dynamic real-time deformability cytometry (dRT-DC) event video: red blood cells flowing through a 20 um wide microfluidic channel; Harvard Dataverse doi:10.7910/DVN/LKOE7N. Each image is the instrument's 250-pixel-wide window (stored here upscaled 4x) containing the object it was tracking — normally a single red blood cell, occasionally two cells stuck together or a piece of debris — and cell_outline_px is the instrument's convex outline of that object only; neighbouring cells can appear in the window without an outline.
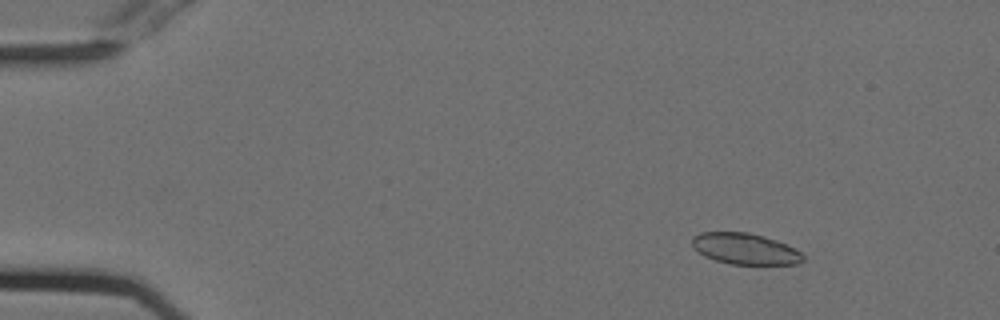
{"species": "Egyptian fruit bat (a non-hibernating species)", "species_latin": "Rousettus aegyptiacus", "temperature_condition": "cold", "stored_images_in_passage": 54, "camera_frame_rate_fps": 3000, "um_per_image_px": 0.085, "animal": {"sex": "female"}, "frame": {"image": 1, "passage_image": 7, "time_ms": 2.0, "image_size_px": [1000, 320], "cell_outline_px": [[804, 260], [796, 264], [732, 264], [716, 260], [704, 256], [692, 248], [692, 236], [700, 232], [748, 232], [764, 236], [776, 240], [800, 252], [804, 256]], "centroid_in_image_um": [63.28, 21.14], "position_along_channel_um": 21.7, "area_um2": 20.06}}
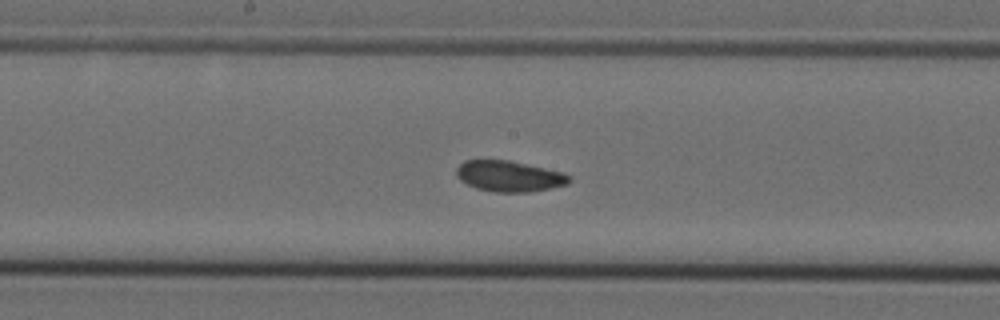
{"frame": {"image": 2, "passage_image": 29, "time_ms": 9.333, "image_size_px": [1000, 320], "cell_outline_px": [[572, 180], [568, 184], [528, 192], [492, 192], [476, 188], [460, 180], [456, 176], [456, 168], [464, 160], [508, 160], [564, 172], [572, 176]], "centroid_in_image_um": [43.29, 14.97], "position_along_channel_um": 204.9, "area_um2": 20.35}}
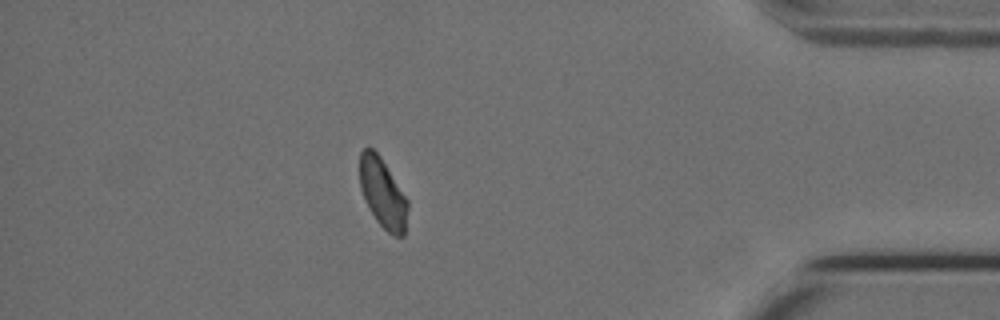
{"frame": {"image": 3, "passage_image": 48, "time_ms": 15.667, "image_size_px": [1000, 320], "cell_outline_px": [[408, 208], [404, 236], [396, 236], [388, 232], [376, 220], [364, 200], [360, 188], [360, 152], [364, 148], [372, 148], [380, 156], [408, 200]], "centroid_in_image_um": [32.53, 16.42], "position_along_channel_um": 402.7, "area_um2": 19.31}, "authors_computed_cell_mechanics": {"area_um2": 20.4034, "velocity_mm_per_s": 3.7273, "shape_relaxation_time_tau1_ms": null, "shape_relaxation_time_tau2_ms": 1.4659, "deformation_change_tau1": null, "deformation_change_tau2": 0.0676}}